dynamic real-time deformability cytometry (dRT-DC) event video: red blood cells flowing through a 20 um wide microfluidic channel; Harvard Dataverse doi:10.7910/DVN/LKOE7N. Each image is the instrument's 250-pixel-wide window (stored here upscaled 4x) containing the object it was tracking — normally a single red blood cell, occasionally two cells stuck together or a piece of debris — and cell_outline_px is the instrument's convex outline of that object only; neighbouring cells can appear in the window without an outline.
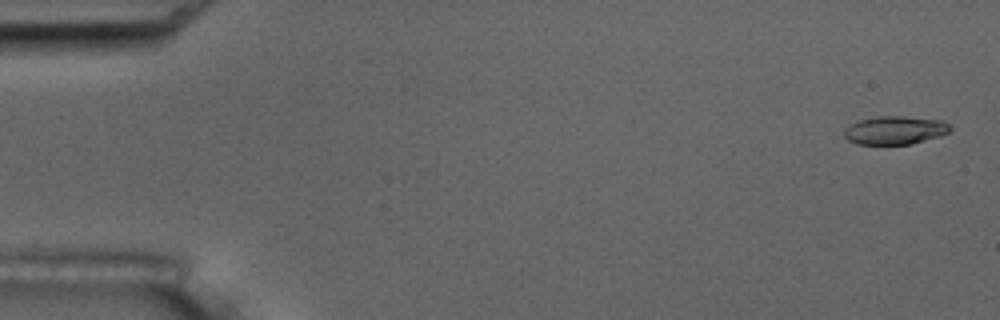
{"species": "common noctule bat (a hibernating species)", "species_latin": "Nyctalus noctula", "temperature_condition": "room temperature", "stored_images_in_passage": 17, "camera_frame_rate_fps": 3000, "um_per_image_px": 0.085, "animal": {"sex": "male", "body_mass_g": 17.5, "forearm_length_mm": 52.3}, "frame": {"image": 1, "passage_image": 1, "time_ms": 0.0, "image_size_px": [1000, 320], "cell_outline_px": [[952, 132], [940, 136], [912, 144], [856, 144], [848, 140], [844, 136], [844, 128], [848, 124], [860, 120], [880, 116], [904, 116], [944, 120], [952, 128]], "centroid_in_image_um": [76.1, 11.07], "position_along_channel_um": 8.9, "area_um2": 17.74}}
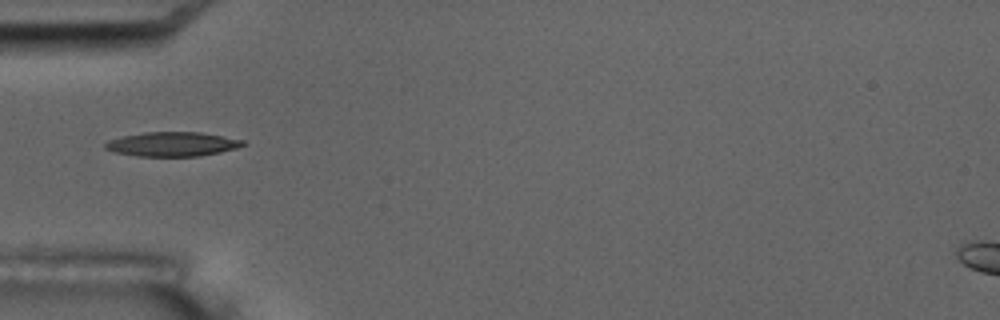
{"frame": {"image": 2, "passage_image": 6, "time_ms": 5.667, "image_size_px": [1000, 320], "cell_outline_px": [[248, 144], [236, 148], [220, 152], [200, 156], [136, 156], [116, 152], [104, 148], [104, 144], [108, 140], [124, 136], [144, 132], [200, 132], [244, 140]], "centroid_in_image_um": [14.67, 12.25], "position_along_channel_um": 70.3, "area_um2": 19.48}}